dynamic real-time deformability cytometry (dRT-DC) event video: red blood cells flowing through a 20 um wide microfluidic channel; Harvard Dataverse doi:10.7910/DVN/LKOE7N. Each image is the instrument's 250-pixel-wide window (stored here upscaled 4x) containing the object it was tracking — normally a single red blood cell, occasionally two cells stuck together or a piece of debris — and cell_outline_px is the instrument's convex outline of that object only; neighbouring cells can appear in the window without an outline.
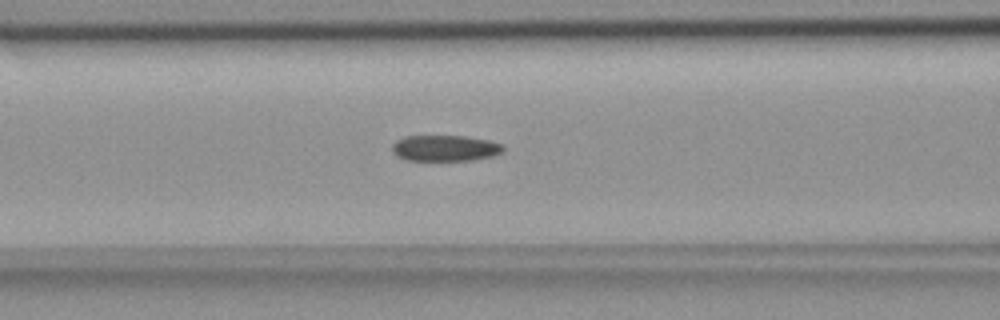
{"species": "common noctule bat (a hibernating species)", "species_latin": "Nyctalus noctula", "temperature_condition": "room temperature", "stored_images_in_passage": 42, "camera_frame_rate_fps": 3000, "um_per_image_px": 0.085, "animal": {"sex": "female", "body_mass_g": 18.4}, "frame": {"image": 1, "passage_image": 16, "time_ms": 5.0, "image_size_px": [1000, 320], "cell_outline_px": [[504, 152], [492, 156], [472, 160], [408, 160], [396, 156], [392, 152], [392, 144], [396, 140], [404, 136], [464, 136], [488, 140], [504, 144]], "centroid_in_image_um": [37.83, 12.59], "position_along_channel_um": 128.8, "area_um2": 16.94}}
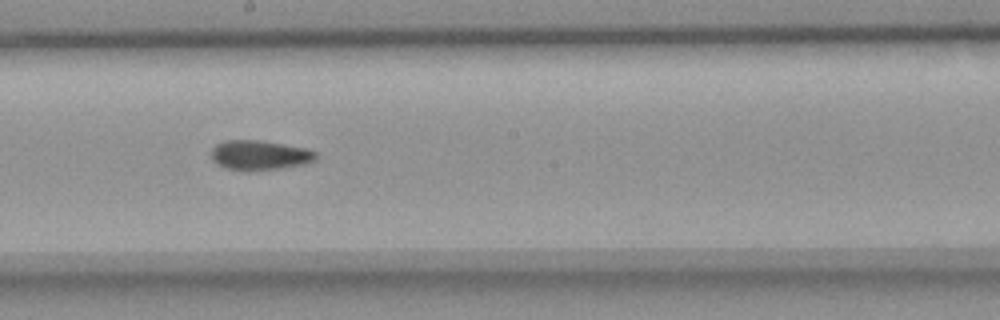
{"frame": {"image": 2, "passage_image": 24, "time_ms": 7.667, "image_size_px": [1000, 320], "cell_outline_px": [[316, 160], [304, 164], [280, 168], [248, 172], [244, 172], [228, 168], [216, 164], [212, 160], [212, 148], [216, 144], [224, 140], [256, 140], [304, 148], [316, 152]], "centroid_in_image_um": [22.02, 13.21], "position_along_channel_um": 226.2, "area_um2": 18.09}}
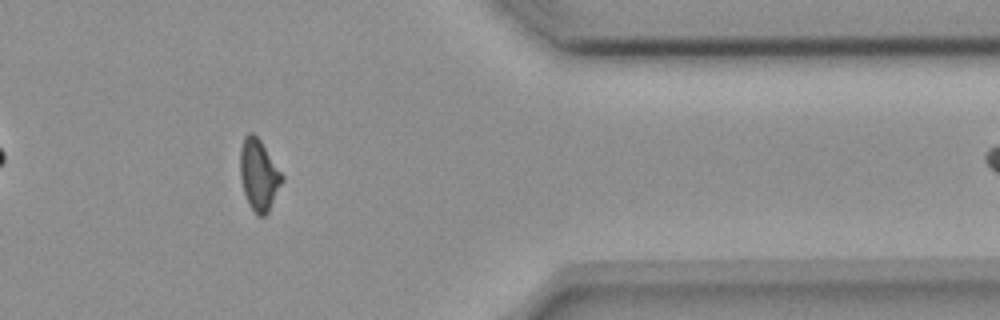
{"frame": {"image": 3, "passage_image": 39, "time_ms": 12.667, "image_size_px": [1000, 320], "cell_outline_px": [[284, 180], [268, 212], [264, 216], [256, 216], [248, 204], [244, 192], [240, 176], [240, 148], [244, 136], [248, 132], [252, 132], [260, 140], [284, 176]], "centroid_in_image_um": [22.0, 14.88], "position_along_channel_um": 389.4, "area_um2": 17.46}}